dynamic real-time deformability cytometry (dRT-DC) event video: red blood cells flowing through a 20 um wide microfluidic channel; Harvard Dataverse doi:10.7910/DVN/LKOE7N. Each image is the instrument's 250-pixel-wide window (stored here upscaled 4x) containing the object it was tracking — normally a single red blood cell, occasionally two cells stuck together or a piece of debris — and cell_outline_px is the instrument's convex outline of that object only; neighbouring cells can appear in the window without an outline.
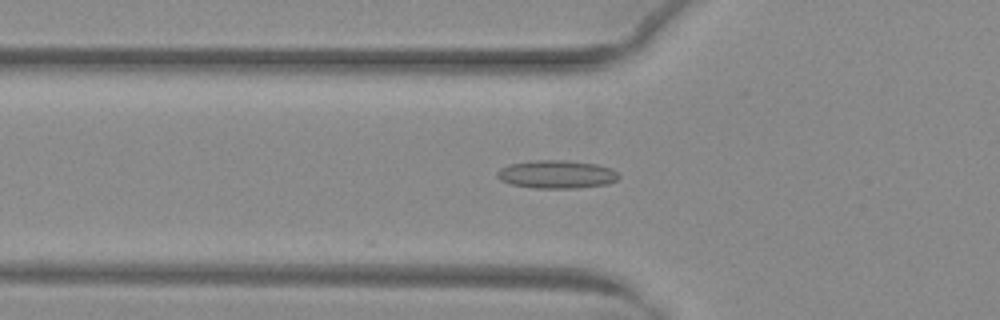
{"species": "common noctule bat (a hibernating species)", "species_latin": "Nyctalus noctula", "temperature_condition": "warm", "stored_images_in_passage": 51, "camera_frame_rate_fps": 3000, "um_per_image_px": 0.085, "animal": {"sex": "female", "body_mass_g": 29.2, "forearm_length_mm": 56.3}, "frame": {"image": 1, "passage_image": 18, "time_ms": 5.667, "image_size_px": [1000, 320], "cell_outline_px": [[620, 176], [616, 180], [608, 184], [576, 188], [532, 188], [512, 184], [500, 180], [496, 176], [496, 172], [500, 168], [508, 164], [532, 160], [568, 160], [600, 164], [612, 168]], "centroid_in_image_um": [47.31, 14.8], "position_along_channel_um": 78.5, "area_um2": 20.23}}
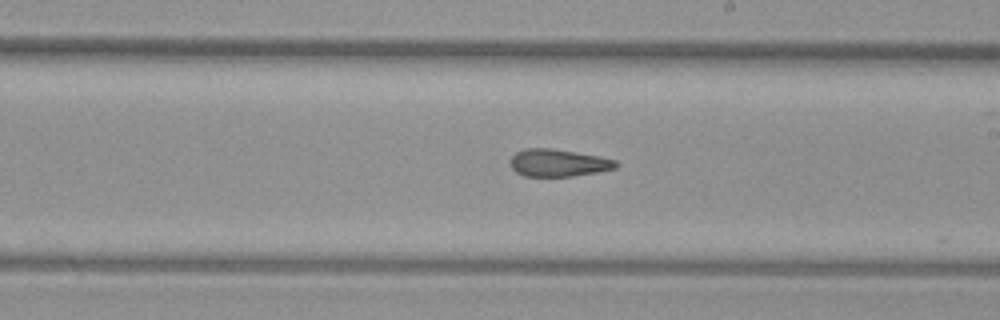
{"frame": {"image": 2, "passage_image": 30, "time_ms": 9.667, "image_size_px": [1000, 320], "cell_outline_px": [[620, 164], [616, 168], [600, 172], [572, 176], [524, 176], [516, 172], [512, 168], [508, 160], [516, 152], [524, 148], [552, 148], [600, 156], [616, 160]], "centroid_in_image_um": [47.46, 13.84], "position_along_channel_um": 241.5, "area_um2": 17.11}}
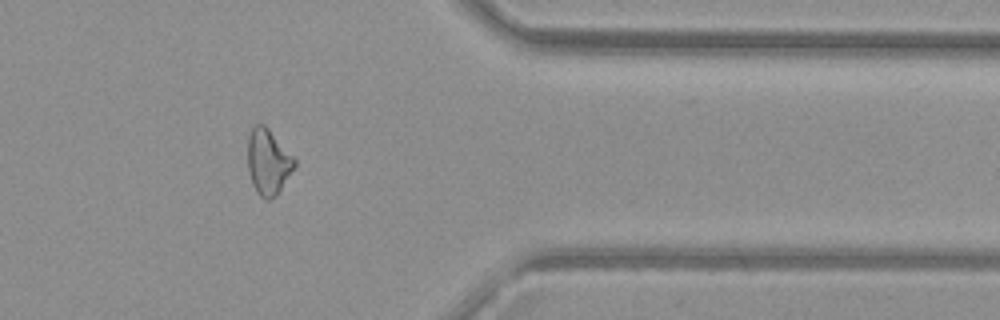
{"frame": {"image": 3, "passage_image": 42, "time_ms": 13.667, "image_size_px": [1000, 320], "cell_outline_px": [[296, 164], [276, 196], [268, 200], [264, 200], [256, 192], [252, 184], [248, 172], [248, 136], [252, 128], [256, 124], [264, 124], [268, 128], [296, 160]], "centroid_in_image_um": [22.77, 13.78], "position_along_channel_um": 388.6, "area_um2": 17.74}, "authors_computed_cell_mechanics": {"area_um2": 17.918, "velocity_mm_per_s": 4.0693, "shape_relaxation_time_tau1_ms": null, "shape_relaxation_time_tau2_ms": 3.7719, "deformation_change_tau1": null, "deformation_change_tau2": 0.1365}}